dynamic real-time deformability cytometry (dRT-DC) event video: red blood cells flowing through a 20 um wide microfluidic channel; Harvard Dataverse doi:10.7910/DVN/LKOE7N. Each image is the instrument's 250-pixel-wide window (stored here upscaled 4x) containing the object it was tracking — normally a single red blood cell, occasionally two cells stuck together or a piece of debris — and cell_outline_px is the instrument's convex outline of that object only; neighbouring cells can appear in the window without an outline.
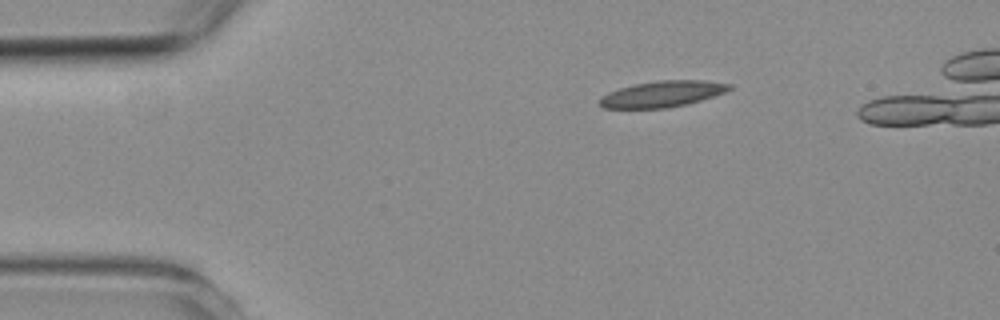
{"species": "common noctule bat (a hibernating species)", "species_latin": "Nyctalus noctula", "temperature_condition": "room temperature", "stored_images_in_passage": 3, "camera_frame_rate_fps": 3000, "um_per_image_px": 0.085, "animal": {"sex": "female", "body_mass_g": 19.3, "forearm_length_mm": 54.1}, "frame": {"image": 1, "passage_image": 1, "time_ms": 0.0, "image_size_px": [1000, 320], "cell_outline_px": [[732, 88], [724, 92], [688, 104], [664, 108], [604, 108], [600, 104], [600, 96], [608, 92], [620, 88], [636, 84], [660, 80], [700, 80], [732, 84]], "centroid_in_image_um": [56.29, 7.99], "position_along_channel_um": 28.7, "area_um2": 19.48}}